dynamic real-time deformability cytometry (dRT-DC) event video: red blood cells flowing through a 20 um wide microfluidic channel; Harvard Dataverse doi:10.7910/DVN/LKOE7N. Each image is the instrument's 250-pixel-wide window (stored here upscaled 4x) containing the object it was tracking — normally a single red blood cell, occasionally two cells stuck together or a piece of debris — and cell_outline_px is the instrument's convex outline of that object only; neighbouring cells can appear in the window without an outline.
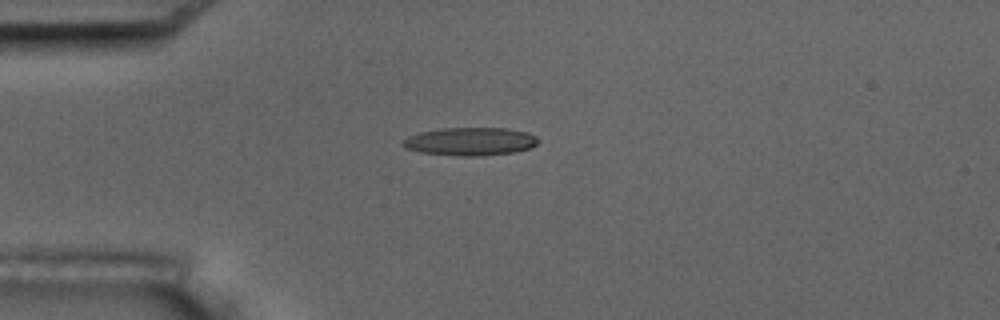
{"species": "common noctule bat (a hibernating species)", "species_latin": "Nyctalus noctula", "temperature_condition": "room temperature", "stored_images_in_passage": 4, "camera_frame_rate_fps": 3000, "um_per_image_px": 0.085, "animal": {"sex": "male", "body_mass_g": 17.5, "forearm_length_mm": 52.3}, "frame": {"image": 1, "passage_image": 1, "time_ms": 0.0, "image_size_px": [1000, 320], "cell_outline_px": [[540, 140], [532, 148], [516, 152], [484, 156], [460, 156], [420, 152], [404, 148], [400, 144], [400, 140], [408, 136], [420, 132], [440, 128], [508, 128], [528, 132], [536, 136]], "centroid_in_image_um": [39.97, 12.03], "position_along_channel_um": 45.0, "area_um2": 22.6}}